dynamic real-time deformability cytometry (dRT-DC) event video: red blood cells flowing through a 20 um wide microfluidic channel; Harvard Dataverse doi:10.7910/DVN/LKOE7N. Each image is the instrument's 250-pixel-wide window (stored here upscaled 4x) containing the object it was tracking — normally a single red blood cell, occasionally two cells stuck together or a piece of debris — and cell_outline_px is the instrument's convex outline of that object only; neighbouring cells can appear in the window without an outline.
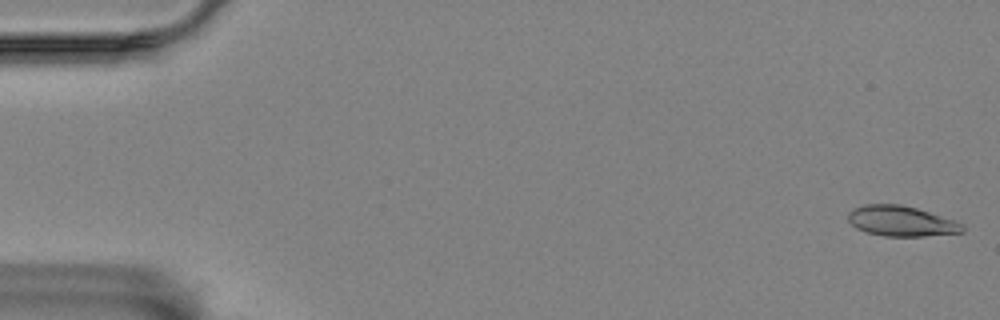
{"species": "Egyptian fruit bat (a non-hibernating species)", "species_latin": "Rousettus aegyptiacus", "temperature_condition": "room temperature", "stored_images_in_passage": 2, "camera_frame_rate_fps": 3000, "um_per_image_px": 0.085, "animal": {"sex": "female"}, "frame": {"image": 1, "passage_image": 2, "time_ms": 0.333, "image_size_px": [1000, 320], "cell_outline_px": [[952, 232], [904, 236], [876, 232], [864, 208], [908, 208], [924, 212], [932, 216]], "centroid_in_image_um": [76.86, 18.86], "position_along_channel_um": 8.1, "area_um2": 12.43}}